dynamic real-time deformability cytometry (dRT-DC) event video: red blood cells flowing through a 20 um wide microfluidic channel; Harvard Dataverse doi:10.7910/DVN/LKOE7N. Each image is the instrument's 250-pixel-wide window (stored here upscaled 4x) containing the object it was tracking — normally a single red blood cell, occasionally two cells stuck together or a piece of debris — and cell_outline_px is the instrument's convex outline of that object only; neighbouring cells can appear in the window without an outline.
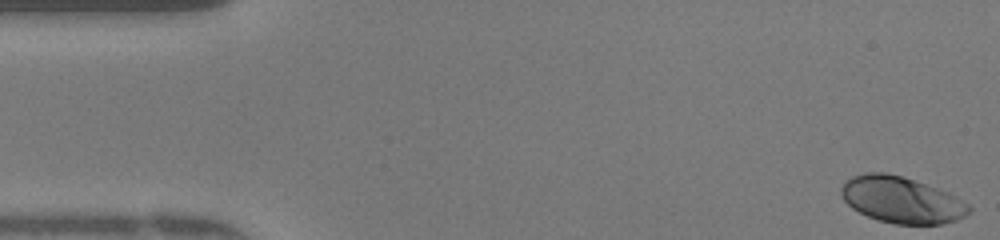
{"species": "human", "species_latin": "Homo sapiens", "temperature_condition": "warm", "stored_images_in_passage": 48, "camera_frame_rate_fps": 3000, "um_per_image_px": 0.085, "donor": {"sex": "female"}, "frame": {"image": 1, "passage_image": 1, "time_ms": 0.0, "image_size_px": [1000, 240], "cell_outline_px": [[972, 212], [956, 220], [940, 224], [896, 224], [880, 220], [868, 216], [852, 208], [844, 200], [840, 192], [840, 188], [852, 176], [864, 172], [884, 172], [904, 176], [948, 192], [968, 204], [972, 208]], "centroid_in_image_um": [76.64, 16.98], "position_along_channel_um": 8.4, "area_um2": 34.45}}
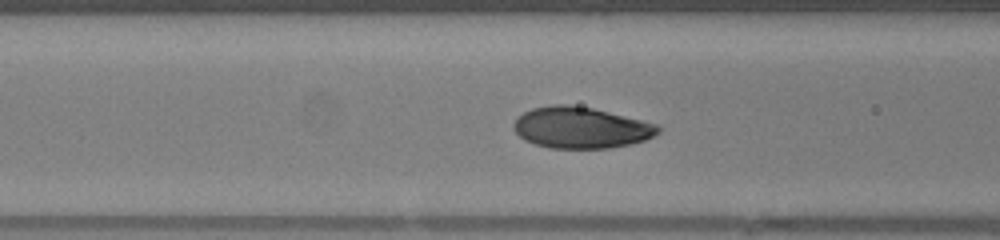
{"frame": {"image": 2, "passage_image": 18, "time_ms": 5.667, "image_size_px": [1000, 240], "cell_outline_px": [[660, 132], [644, 140], [628, 144], [608, 148], [548, 148], [532, 144], [524, 140], [512, 128], [512, 124], [516, 116], [532, 108], [552, 104], [568, 104], [592, 108], [656, 124], [660, 128]], "centroid_in_image_um": [49.29, 10.85], "position_along_channel_um": 117.3, "area_um2": 34.68}}
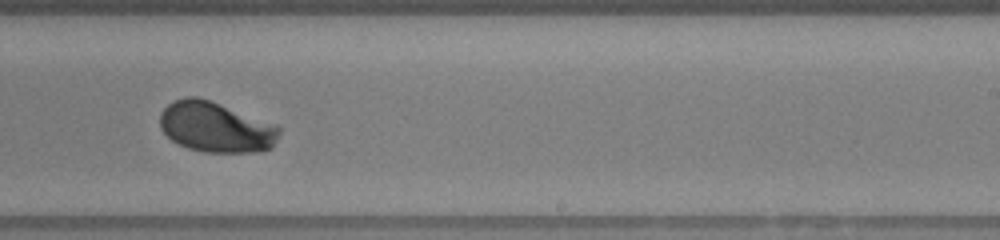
{"frame": {"image": 3, "passage_image": 29, "time_ms": 9.333, "image_size_px": [1000, 240], "cell_outline_px": [[280, 132], [272, 148], [256, 152], [204, 152], [188, 148], [172, 140], [160, 128], [160, 112], [168, 104], [184, 96], [196, 96], [208, 100], [276, 124], [280, 128]], "centroid_in_image_um": [18.34, 10.81], "position_along_channel_um": 270.7, "area_um2": 34.85}, "authors_computed_cell_mechanics": {"area_um2": 34.7378, "velocity_mm_per_s": 4.1992, "shape_relaxation_time_tau1_ms": 2.7041, "shape_relaxation_time_tau2_ms": null, "deformation_change_tau1": 0.1623, "deformation_change_tau2": null}}